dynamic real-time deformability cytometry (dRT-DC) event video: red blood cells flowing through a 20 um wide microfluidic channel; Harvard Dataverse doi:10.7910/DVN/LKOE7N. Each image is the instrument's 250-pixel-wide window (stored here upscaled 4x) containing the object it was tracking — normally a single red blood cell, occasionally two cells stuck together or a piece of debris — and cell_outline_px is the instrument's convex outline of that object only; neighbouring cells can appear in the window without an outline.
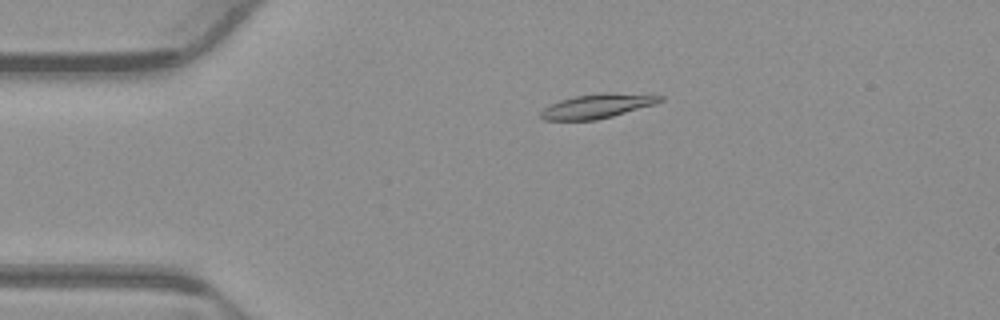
{"species": "common noctule bat (a hibernating species)", "species_latin": "Nyctalus noctula", "temperature_condition": "warm", "stored_images_in_passage": 41, "camera_frame_rate_fps": 3000, "um_per_image_px": 0.085, "animal": {"sex": "male", "body_mass_g": 23.1, "forearm_length_mm": 52.7}, "frame": {"image": 1, "passage_image": 8, "time_ms": 2.333, "image_size_px": [1000, 320], "cell_outline_px": [[664, 100], [656, 104], [612, 116], [596, 120], [544, 120], [540, 116], [540, 112], [544, 108], [560, 100], [576, 96], [604, 92], [612, 92], [664, 96]], "centroid_in_image_um": [50.79, 9.01], "position_along_channel_um": 34.2, "area_um2": 16.82}}
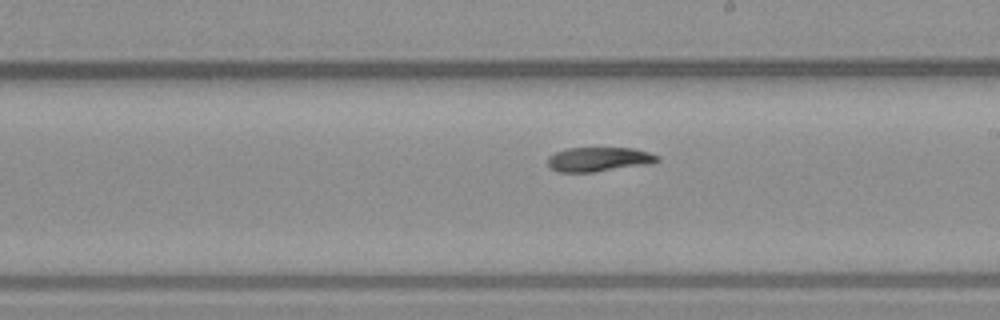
{"frame": {"image": 2, "passage_image": 27, "time_ms": 8.667, "image_size_px": [1000, 320], "cell_outline_px": [[660, 160], [652, 164], [592, 172], [560, 172], [552, 168], [548, 164], [548, 156], [556, 152], [568, 148], [636, 148], [660, 156]], "centroid_in_image_um": [50.95, 13.54], "position_along_channel_um": 238.0, "area_um2": 15.61}}
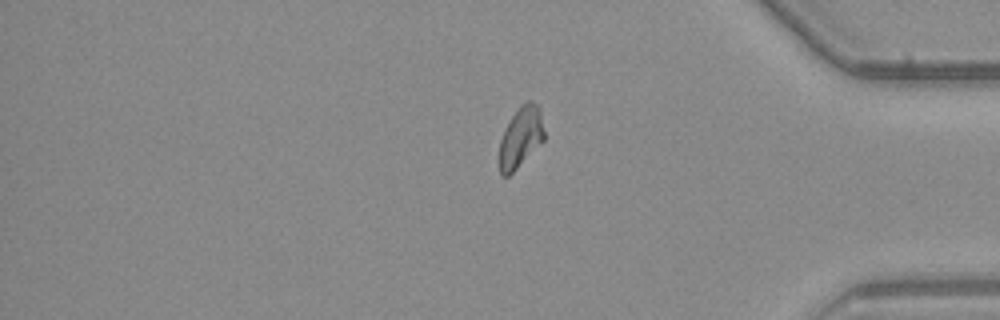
{"frame": {"image": 3, "passage_image": 41, "time_ms": 13.333, "image_size_px": [1000, 320], "cell_outline_px": [[544, 140], [508, 176], [500, 176], [500, 140], [504, 128], [520, 104], [528, 100], [532, 100], [540, 108], [544, 132]], "centroid_in_image_um": [44.26, 11.62], "position_along_channel_um": 390.9, "area_um2": 15.72}}